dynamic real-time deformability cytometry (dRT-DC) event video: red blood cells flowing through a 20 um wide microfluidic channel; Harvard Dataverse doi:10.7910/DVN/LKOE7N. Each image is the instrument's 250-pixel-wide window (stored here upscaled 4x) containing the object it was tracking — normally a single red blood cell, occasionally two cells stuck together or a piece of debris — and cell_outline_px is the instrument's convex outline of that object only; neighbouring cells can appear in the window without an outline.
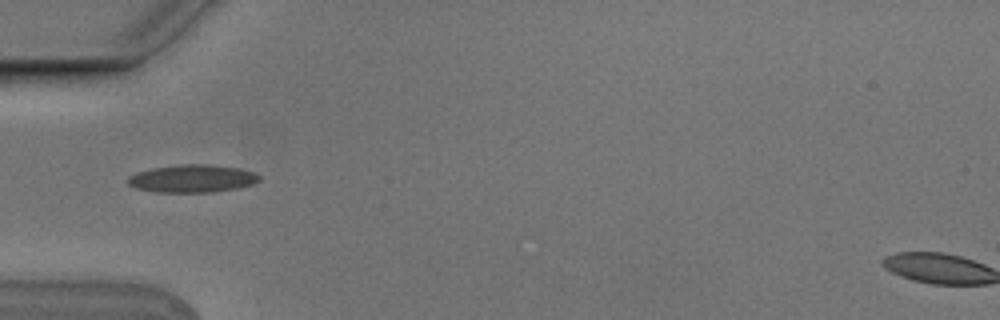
{"species": "Egyptian fruit bat (a non-hibernating species)", "species_latin": "Rousettus aegyptiacus", "temperature_condition": "cold", "stored_images_in_passage": 10, "camera_frame_rate_fps": 3000, "um_per_image_px": 0.085, "animal": {"sex": "male"}, "frame": {"image": 1, "passage_image": 4, "time_ms": 1.0, "image_size_px": [1000, 320], "cell_outline_px": [[260, 180], [252, 184], [236, 188], [212, 192], [156, 192], [136, 188], [128, 184], [128, 176], [136, 172], [152, 168], [184, 164], [208, 164], [240, 168], [252, 172], [260, 176]], "centroid_in_image_um": [16.33, 15.17], "position_along_channel_um": 68.7, "area_um2": 21.15}}
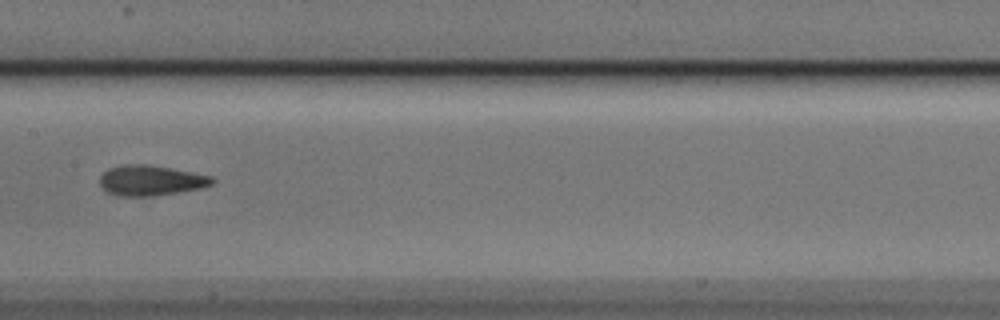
{"frame": {"image": 2, "passage_image": 7, "time_ms": 2.0, "image_size_px": [1000, 320], "cell_outline_px": [[216, 180], [212, 184], [200, 188], [176, 192], [144, 196], [120, 196], [108, 192], [100, 184], [100, 176], [108, 168], [124, 164], [144, 164], [192, 172], [212, 176]], "centroid_in_image_um": [12.8, 15.32], "position_along_channel_um": 194.6, "area_um2": 19.48}}
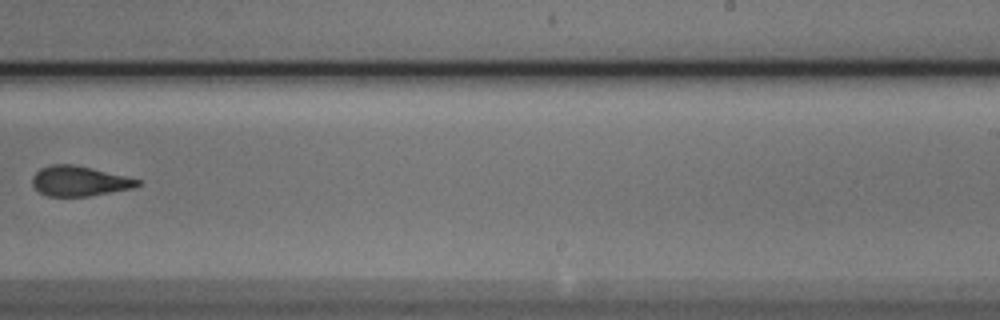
{"frame": {"image": 3, "passage_image": 9, "time_ms": 2.667, "image_size_px": [1000, 320], "cell_outline_px": [[140, 184], [132, 188], [88, 196], [48, 196], [40, 192], [32, 184], [32, 176], [40, 168], [52, 164], [72, 164], [92, 168], [140, 180]], "centroid_in_image_um": [6.7, 15.38], "position_along_channel_um": 282.3, "area_um2": 18.15}}